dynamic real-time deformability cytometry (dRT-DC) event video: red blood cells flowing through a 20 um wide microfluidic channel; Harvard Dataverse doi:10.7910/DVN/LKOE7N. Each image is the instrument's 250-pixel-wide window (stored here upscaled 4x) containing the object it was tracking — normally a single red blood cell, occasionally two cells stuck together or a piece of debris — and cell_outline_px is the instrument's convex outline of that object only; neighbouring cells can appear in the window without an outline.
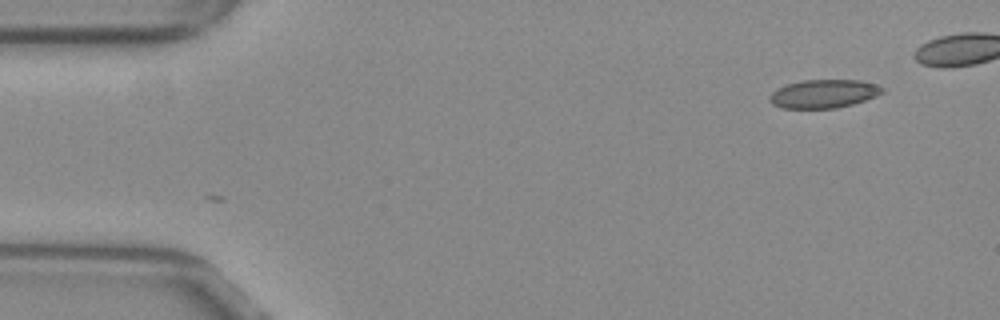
{"species": "common noctule bat (a hibernating species)", "species_latin": "Nyctalus noctula", "temperature_condition": "warm", "stored_images_in_passage": 4, "camera_frame_rate_fps": 3000, "um_per_image_px": 0.085, "animal": {"sex": "female", "body_mass_g": 29.2, "forearm_length_mm": 56.3}, "frame": {"image": 1, "passage_image": 4, "time_ms": 1.0, "image_size_px": [1000, 320], "cell_outline_px": [[884, 92], [876, 96], [852, 104], [836, 108], [780, 108], [772, 104], [768, 100], [768, 96], [776, 88], [788, 84], [804, 80], [860, 80], [876, 84], [884, 88]], "centroid_in_image_um": [69.99, 7.97], "position_along_channel_um": 15.0, "area_um2": 18.73}}